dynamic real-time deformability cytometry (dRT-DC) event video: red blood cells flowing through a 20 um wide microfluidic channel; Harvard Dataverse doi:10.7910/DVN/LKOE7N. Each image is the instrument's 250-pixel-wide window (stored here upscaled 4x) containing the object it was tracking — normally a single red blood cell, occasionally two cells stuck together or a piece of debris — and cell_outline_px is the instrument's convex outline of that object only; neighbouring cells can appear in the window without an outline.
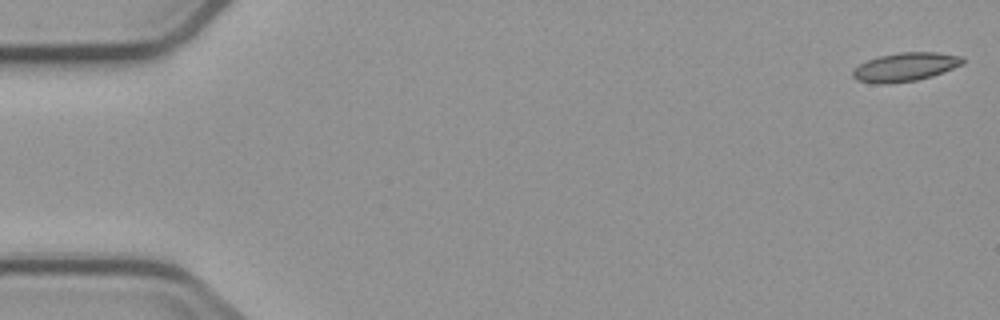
{"species": "common noctule bat (a hibernating species)", "species_latin": "Nyctalus noctula", "temperature_condition": "cold", "stored_images_in_passage": 5, "segment_of_instrument_passage": [1, 2], "camera_frame_rate_fps": 3000, "um_per_image_px": 0.085, "animal": {"sex": "male", "body_mass_g": 23.1, "forearm_length_mm": 52.7}, "frame": {"image": 1, "passage_image": 1, "time_ms": 0.0, "image_size_px": [1000, 320], "cell_outline_px": [[964, 64], [944, 72], [932, 76], [916, 80], [888, 84], [876, 84], [856, 80], [852, 76], [852, 72], [860, 64], [868, 60], [880, 56], [900, 52], [936, 52], [964, 56]], "centroid_in_image_um": [76.98, 5.69], "position_along_channel_um": 8.0, "area_um2": 18.44}}
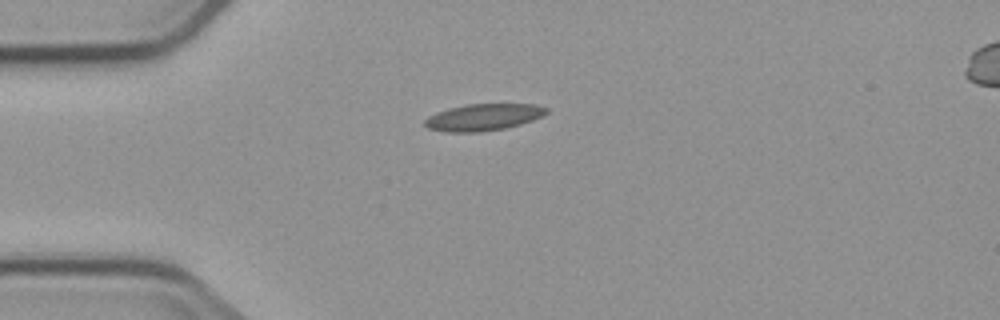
{"frame": {"image": 2, "passage_image": 4, "time_ms": 4.333, "image_size_px": [1000, 320], "cell_outline_px": [[548, 112], [544, 116], [520, 124], [504, 128], [480, 132], [444, 132], [428, 128], [424, 124], [424, 120], [428, 116], [436, 112], [448, 108], [468, 104], [536, 104], [548, 108]], "centroid_in_image_um": [41.08, 9.96], "position_along_channel_um": 43.9, "area_um2": 19.07}}